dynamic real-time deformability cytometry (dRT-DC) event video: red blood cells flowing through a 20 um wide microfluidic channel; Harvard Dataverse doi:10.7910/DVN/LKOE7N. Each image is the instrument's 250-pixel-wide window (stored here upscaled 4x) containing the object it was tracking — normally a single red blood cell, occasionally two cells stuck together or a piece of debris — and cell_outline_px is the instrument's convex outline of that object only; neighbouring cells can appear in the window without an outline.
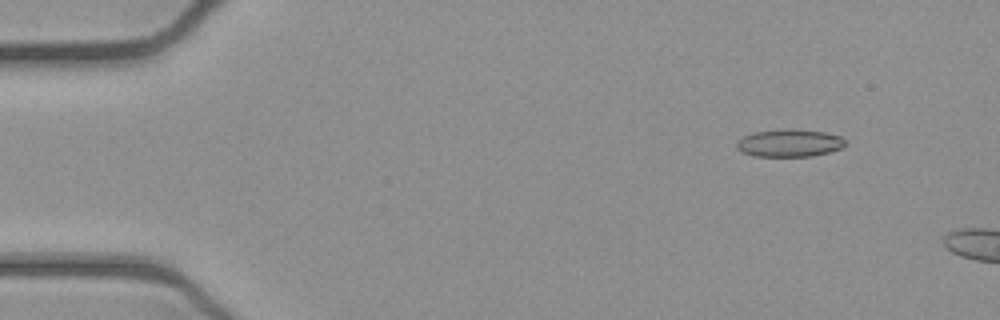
{"species": "common noctule bat (a hibernating species)", "species_latin": "Nyctalus noctula", "temperature_condition": "cold", "stored_images_in_passage": 10, "camera_frame_rate_fps": 3000, "um_per_image_px": 0.085, "animal": {"sex": "female", "body_mass_g": 21.9}, "frame": {"image": 1, "passage_image": 6, "time_ms": 1.667, "image_size_px": [1000, 320], "cell_outline_px": [[844, 144], [840, 148], [828, 152], [812, 156], [752, 156], [740, 152], [736, 148], [736, 140], [752, 132], [788, 128], [792, 128], [824, 132], [840, 136], [844, 140]], "centroid_in_image_um": [67.02, 12.15], "position_along_channel_um": 18.0, "area_um2": 17.57}}